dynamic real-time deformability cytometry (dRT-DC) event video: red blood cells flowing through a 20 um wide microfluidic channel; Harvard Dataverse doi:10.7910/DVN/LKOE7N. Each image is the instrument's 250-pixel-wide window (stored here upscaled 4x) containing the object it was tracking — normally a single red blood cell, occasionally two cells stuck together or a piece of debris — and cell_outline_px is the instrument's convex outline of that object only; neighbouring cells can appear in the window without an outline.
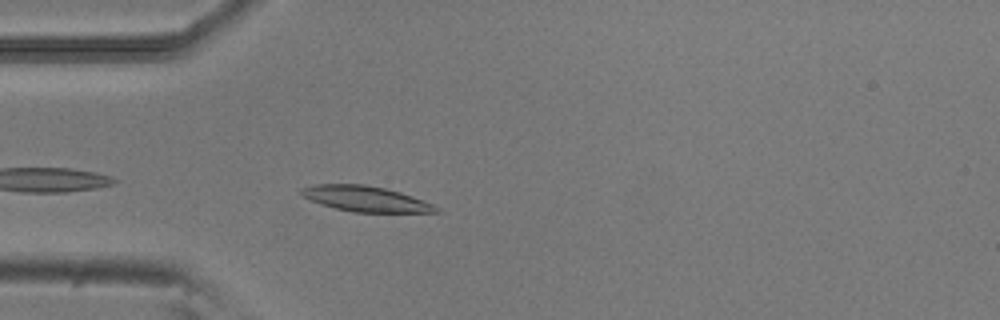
{"species": "common noctule bat (a hibernating species)", "species_latin": "Nyctalus noctula", "temperature_condition": "room temperature", "stored_images_in_passage": 1, "camera_frame_rate_fps": 3000, "um_per_image_px": 0.085, "animal": {"sex": "male", "body_mass_g": 20.5, "forearm_length_mm": 52.5}, "frame": {"image": 1, "passage_image": 1, "time_ms": 0.0, "image_size_px": [1000, 320], "cell_outline_px": [[440, 212], [352, 212], [320, 204], [304, 196], [300, 192], [300, 188], [312, 184], [364, 184], [384, 188], [400, 192], [412, 196], [432, 204], [440, 208]], "centroid_in_image_um": [31.06, 16.89], "position_along_channel_um": 53.9, "area_um2": 19.88}}